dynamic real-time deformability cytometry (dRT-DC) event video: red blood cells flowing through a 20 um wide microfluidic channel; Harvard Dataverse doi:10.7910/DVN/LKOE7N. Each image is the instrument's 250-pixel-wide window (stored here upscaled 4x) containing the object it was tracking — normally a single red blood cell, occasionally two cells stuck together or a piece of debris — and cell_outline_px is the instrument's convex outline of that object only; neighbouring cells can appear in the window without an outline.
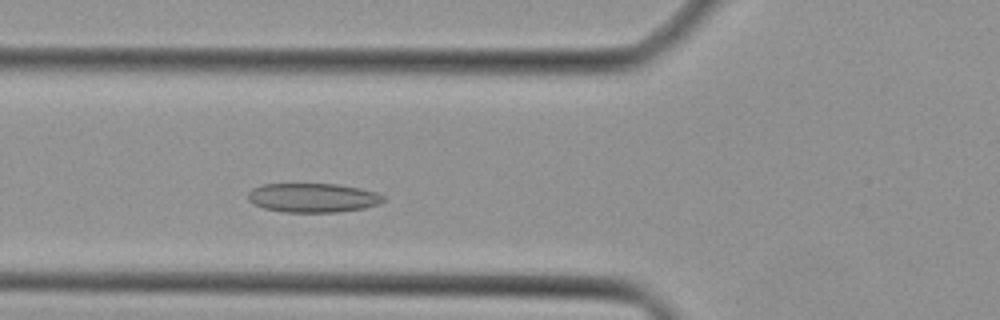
{"species": "Egyptian fruit bat (a non-hibernating species)", "species_latin": "Rousettus aegyptiacus", "temperature_condition": "cold", "stored_images_in_passage": 37, "camera_frame_rate_fps": 3000, "um_per_image_px": 0.085, "animal": {"sex": "female"}, "frame": {"image": 1, "passage_image": 9, "time_ms": 2.667, "image_size_px": [1000, 320], "cell_outline_px": [[388, 200], [380, 204], [364, 208], [340, 212], [284, 212], [264, 208], [248, 200], [248, 192], [252, 188], [260, 184], [336, 184], [360, 188], [376, 192], [384, 196]], "centroid_in_image_um": [26.63, 16.81], "position_along_channel_um": 99.2, "area_um2": 23.18}}
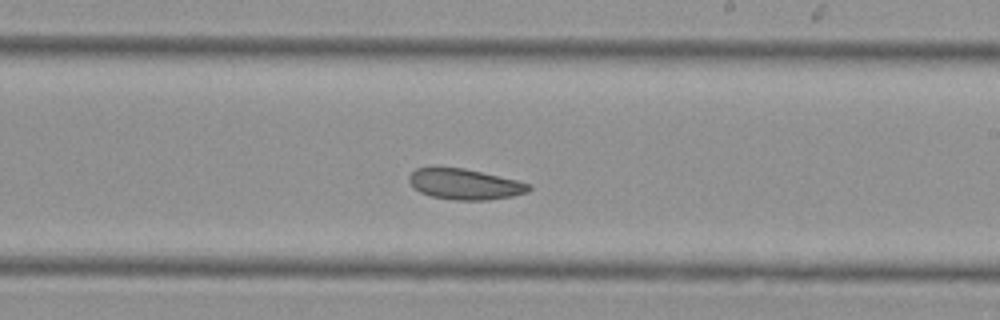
{"frame": {"image": 2, "passage_image": 19, "time_ms": 6.0, "image_size_px": [1000, 320], "cell_outline_px": [[532, 188], [528, 192], [512, 196], [488, 200], [456, 200], [432, 196], [420, 192], [408, 180], [408, 176], [416, 168], [464, 168], [516, 180], [532, 184]], "centroid_in_image_um": [39.55, 15.66], "position_along_channel_um": 249.5, "area_um2": 21.15}}
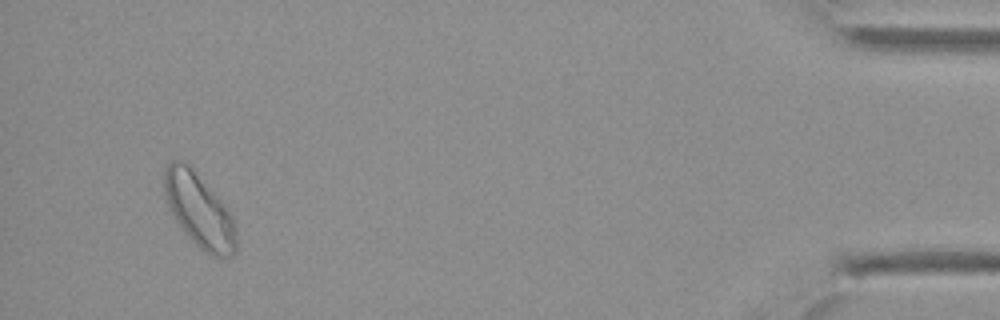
{"frame": {"image": 3, "passage_image": 35, "time_ms": 11.333, "image_size_px": [1000, 320], "cell_outline_px": [[236, 252], [232, 256], [212, 256], [204, 252], [188, 236], [176, 220], [168, 208], [164, 192], [164, 168], [172, 160], [188, 160], [192, 164], [220, 200], [232, 216], [236, 232]], "centroid_in_image_um": [16.91, 17.82], "position_along_channel_um": 418.3, "area_um2": 31.15}}